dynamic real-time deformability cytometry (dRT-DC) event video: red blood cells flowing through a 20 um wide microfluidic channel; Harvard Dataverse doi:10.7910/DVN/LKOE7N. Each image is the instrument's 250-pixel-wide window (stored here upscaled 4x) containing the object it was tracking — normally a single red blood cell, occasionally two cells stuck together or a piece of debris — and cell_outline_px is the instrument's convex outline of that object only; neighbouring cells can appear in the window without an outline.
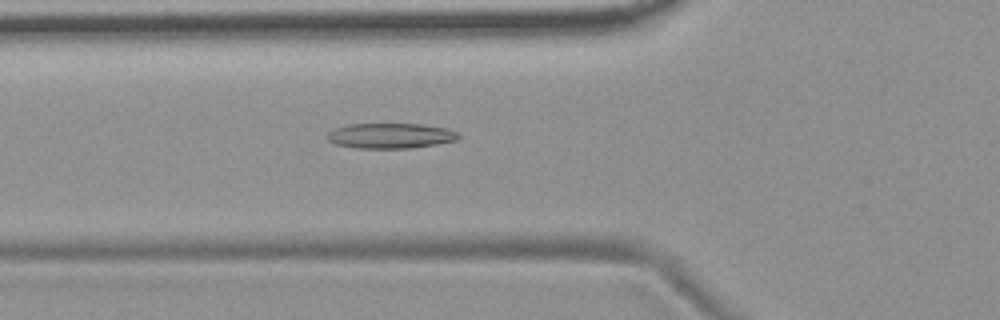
{"species": "common noctule bat (a hibernating species)", "species_latin": "Nyctalus noctula", "temperature_condition": "room temperature", "stored_images_in_passage": 55, "camera_frame_rate_fps": 3000, "um_per_image_px": 0.085, "animal": {"sex": "female", "body_mass_g": 19.9}, "frame": {"image": 1, "passage_image": 20, "time_ms": 6.333, "image_size_px": [1000, 320], "cell_outline_px": [[460, 136], [456, 140], [436, 144], [408, 148], [356, 148], [336, 144], [328, 140], [324, 136], [328, 132], [344, 124], [420, 124], [444, 128], [456, 132]], "centroid_in_image_um": [33.12, 11.54], "position_along_channel_um": 92.7, "area_um2": 19.19}}
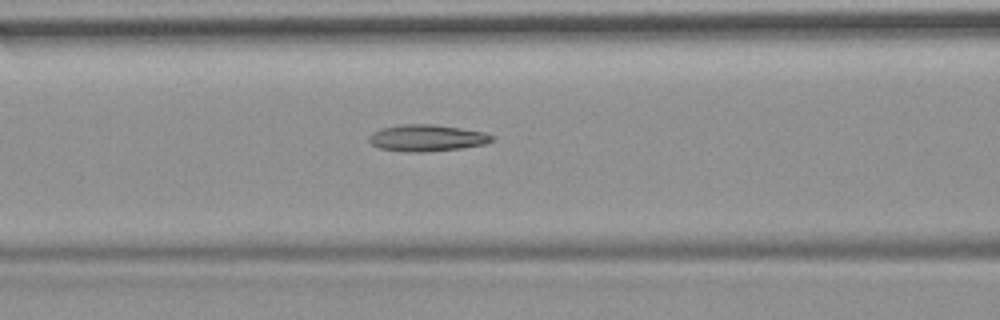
{"frame": {"image": 2, "passage_image": 23, "time_ms": 7.333, "image_size_px": [1000, 320], "cell_outline_px": [[492, 140], [484, 144], [460, 148], [424, 152], [404, 152], [380, 148], [372, 144], [368, 140], [368, 136], [372, 132], [380, 128], [400, 124], [432, 124], [460, 128], [484, 132], [492, 136]], "centroid_in_image_um": [36.21, 11.72], "position_along_channel_um": 130.4, "area_um2": 19.02}}
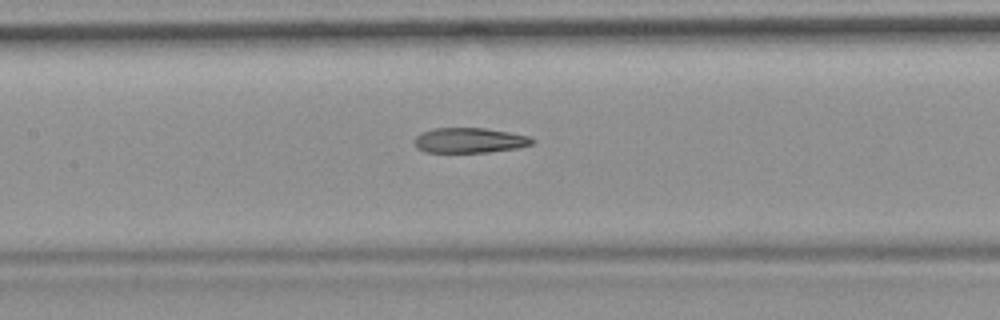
{"frame": {"image": 3, "passage_image": 26, "time_ms": 8.333, "image_size_px": [1000, 320], "cell_outline_px": [[536, 140], [532, 144], [520, 148], [488, 152], [424, 152], [416, 148], [412, 140], [420, 132], [432, 128], [484, 128], [532, 136]], "centroid_in_image_um": [39.9, 11.93], "position_along_channel_um": 167.5, "area_um2": 17.57}, "authors_computed_cell_mechanics": {"area_um2": 19.0162, "velocity_mm_per_s": 3.7147, "shape_relaxation_time_tau1_ms": null, "shape_relaxation_time_tau2_ms": 5.6639, "deformation_change_tau1": null, "deformation_change_tau2": 0.1701}}